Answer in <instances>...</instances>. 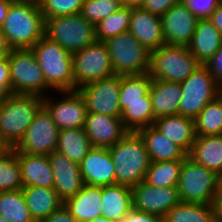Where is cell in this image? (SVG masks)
<instances>
[{
	"mask_svg": "<svg viewBox=\"0 0 222 222\" xmlns=\"http://www.w3.org/2000/svg\"><path fill=\"white\" fill-rule=\"evenodd\" d=\"M23 188L20 164L14 148L0 155V191Z\"/></svg>",
	"mask_w": 222,
	"mask_h": 222,
	"instance_id": "d590c367",
	"label": "cell"
},
{
	"mask_svg": "<svg viewBox=\"0 0 222 222\" xmlns=\"http://www.w3.org/2000/svg\"><path fill=\"white\" fill-rule=\"evenodd\" d=\"M41 222H77L70 214V211L63 204L59 209L52 212L47 218Z\"/></svg>",
	"mask_w": 222,
	"mask_h": 222,
	"instance_id": "f6af8a7d",
	"label": "cell"
},
{
	"mask_svg": "<svg viewBox=\"0 0 222 222\" xmlns=\"http://www.w3.org/2000/svg\"><path fill=\"white\" fill-rule=\"evenodd\" d=\"M144 141L151 162L184 160L188 155L153 126L137 131Z\"/></svg>",
	"mask_w": 222,
	"mask_h": 222,
	"instance_id": "d4e9b609",
	"label": "cell"
},
{
	"mask_svg": "<svg viewBox=\"0 0 222 222\" xmlns=\"http://www.w3.org/2000/svg\"><path fill=\"white\" fill-rule=\"evenodd\" d=\"M200 65L188 46L164 44L150 52L148 73L152 79L182 83Z\"/></svg>",
	"mask_w": 222,
	"mask_h": 222,
	"instance_id": "5b68a950",
	"label": "cell"
},
{
	"mask_svg": "<svg viewBox=\"0 0 222 222\" xmlns=\"http://www.w3.org/2000/svg\"><path fill=\"white\" fill-rule=\"evenodd\" d=\"M122 7L139 8L143 5L145 0H119Z\"/></svg>",
	"mask_w": 222,
	"mask_h": 222,
	"instance_id": "f5cc1de1",
	"label": "cell"
},
{
	"mask_svg": "<svg viewBox=\"0 0 222 222\" xmlns=\"http://www.w3.org/2000/svg\"><path fill=\"white\" fill-rule=\"evenodd\" d=\"M89 222H113V221L106 219L104 216H99L96 219Z\"/></svg>",
	"mask_w": 222,
	"mask_h": 222,
	"instance_id": "11a10c76",
	"label": "cell"
},
{
	"mask_svg": "<svg viewBox=\"0 0 222 222\" xmlns=\"http://www.w3.org/2000/svg\"><path fill=\"white\" fill-rule=\"evenodd\" d=\"M151 80L149 73L121 76L119 103L145 102Z\"/></svg>",
	"mask_w": 222,
	"mask_h": 222,
	"instance_id": "74e56055",
	"label": "cell"
},
{
	"mask_svg": "<svg viewBox=\"0 0 222 222\" xmlns=\"http://www.w3.org/2000/svg\"><path fill=\"white\" fill-rule=\"evenodd\" d=\"M183 160L150 162L145 182L155 187H177Z\"/></svg>",
	"mask_w": 222,
	"mask_h": 222,
	"instance_id": "836d02e7",
	"label": "cell"
},
{
	"mask_svg": "<svg viewBox=\"0 0 222 222\" xmlns=\"http://www.w3.org/2000/svg\"><path fill=\"white\" fill-rule=\"evenodd\" d=\"M110 53L115 75H141L148 73L150 51L128 31L104 41Z\"/></svg>",
	"mask_w": 222,
	"mask_h": 222,
	"instance_id": "9c48e42d",
	"label": "cell"
},
{
	"mask_svg": "<svg viewBox=\"0 0 222 222\" xmlns=\"http://www.w3.org/2000/svg\"><path fill=\"white\" fill-rule=\"evenodd\" d=\"M11 50L12 48L9 46V43L6 39V35L4 34L0 26V56L1 57L8 56Z\"/></svg>",
	"mask_w": 222,
	"mask_h": 222,
	"instance_id": "681fc988",
	"label": "cell"
},
{
	"mask_svg": "<svg viewBox=\"0 0 222 222\" xmlns=\"http://www.w3.org/2000/svg\"><path fill=\"white\" fill-rule=\"evenodd\" d=\"M8 62L13 94L45 97L54 92L47 85L31 48L12 49L8 55Z\"/></svg>",
	"mask_w": 222,
	"mask_h": 222,
	"instance_id": "8992f818",
	"label": "cell"
},
{
	"mask_svg": "<svg viewBox=\"0 0 222 222\" xmlns=\"http://www.w3.org/2000/svg\"><path fill=\"white\" fill-rule=\"evenodd\" d=\"M83 128L92 147L109 148L129 132L121 118L90 112L87 113Z\"/></svg>",
	"mask_w": 222,
	"mask_h": 222,
	"instance_id": "ac0fdd59",
	"label": "cell"
},
{
	"mask_svg": "<svg viewBox=\"0 0 222 222\" xmlns=\"http://www.w3.org/2000/svg\"><path fill=\"white\" fill-rule=\"evenodd\" d=\"M0 82H11L8 56L0 58Z\"/></svg>",
	"mask_w": 222,
	"mask_h": 222,
	"instance_id": "bcb514c9",
	"label": "cell"
},
{
	"mask_svg": "<svg viewBox=\"0 0 222 222\" xmlns=\"http://www.w3.org/2000/svg\"><path fill=\"white\" fill-rule=\"evenodd\" d=\"M48 158L54 175V190L65 201L74 196L84 185L79 164L57 151L49 154Z\"/></svg>",
	"mask_w": 222,
	"mask_h": 222,
	"instance_id": "d6986e66",
	"label": "cell"
},
{
	"mask_svg": "<svg viewBox=\"0 0 222 222\" xmlns=\"http://www.w3.org/2000/svg\"><path fill=\"white\" fill-rule=\"evenodd\" d=\"M122 8L119 0H84L80 14L95 26Z\"/></svg>",
	"mask_w": 222,
	"mask_h": 222,
	"instance_id": "f35d334b",
	"label": "cell"
},
{
	"mask_svg": "<svg viewBox=\"0 0 222 222\" xmlns=\"http://www.w3.org/2000/svg\"><path fill=\"white\" fill-rule=\"evenodd\" d=\"M74 91L97 80L114 76L107 45L95 41L91 45L72 53Z\"/></svg>",
	"mask_w": 222,
	"mask_h": 222,
	"instance_id": "8fae6325",
	"label": "cell"
},
{
	"mask_svg": "<svg viewBox=\"0 0 222 222\" xmlns=\"http://www.w3.org/2000/svg\"><path fill=\"white\" fill-rule=\"evenodd\" d=\"M79 168L84 184L101 187L116 184L115 167L108 148L92 147Z\"/></svg>",
	"mask_w": 222,
	"mask_h": 222,
	"instance_id": "e0dca14e",
	"label": "cell"
},
{
	"mask_svg": "<svg viewBox=\"0 0 222 222\" xmlns=\"http://www.w3.org/2000/svg\"><path fill=\"white\" fill-rule=\"evenodd\" d=\"M120 86L121 75H114L90 82L77 90L84 97L88 112L121 118Z\"/></svg>",
	"mask_w": 222,
	"mask_h": 222,
	"instance_id": "5bb4252c",
	"label": "cell"
},
{
	"mask_svg": "<svg viewBox=\"0 0 222 222\" xmlns=\"http://www.w3.org/2000/svg\"><path fill=\"white\" fill-rule=\"evenodd\" d=\"M102 187L84 184L64 205L77 222H89L101 216Z\"/></svg>",
	"mask_w": 222,
	"mask_h": 222,
	"instance_id": "603a6c76",
	"label": "cell"
},
{
	"mask_svg": "<svg viewBox=\"0 0 222 222\" xmlns=\"http://www.w3.org/2000/svg\"><path fill=\"white\" fill-rule=\"evenodd\" d=\"M117 222H164V217L131 209L123 220Z\"/></svg>",
	"mask_w": 222,
	"mask_h": 222,
	"instance_id": "ee69618b",
	"label": "cell"
},
{
	"mask_svg": "<svg viewBox=\"0 0 222 222\" xmlns=\"http://www.w3.org/2000/svg\"><path fill=\"white\" fill-rule=\"evenodd\" d=\"M84 0H38L44 19L78 14Z\"/></svg>",
	"mask_w": 222,
	"mask_h": 222,
	"instance_id": "ab89813d",
	"label": "cell"
},
{
	"mask_svg": "<svg viewBox=\"0 0 222 222\" xmlns=\"http://www.w3.org/2000/svg\"><path fill=\"white\" fill-rule=\"evenodd\" d=\"M13 2H17V1H30V0H12Z\"/></svg>",
	"mask_w": 222,
	"mask_h": 222,
	"instance_id": "680465c9",
	"label": "cell"
},
{
	"mask_svg": "<svg viewBox=\"0 0 222 222\" xmlns=\"http://www.w3.org/2000/svg\"><path fill=\"white\" fill-rule=\"evenodd\" d=\"M177 188L181 202L213 204L219 192V175L187 156L181 166Z\"/></svg>",
	"mask_w": 222,
	"mask_h": 222,
	"instance_id": "52a82bcc",
	"label": "cell"
},
{
	"mask_svg": "<svg viewBox=\"0 0 222 222\" xmlns=\"http://www.w3.org/2000/svg\"><path fill=\"white\" fill-rule=\"evenodd\" d=\"M203 65L208 69L213 79L221 86L222 85V45L214 53V55Z\"/></svg>",
	"mask_w": 222,
	"mask_h": 222,
	"instance_id": "7bdbcfd3",
	"label": "cell"
},
{
	"mask_svg": "<svg viewBox=\"0 0 222 222\" xmlns=\"http://www.w3.org/2000/svg\"><path fill=\"white\" fill-rule=\"evenodd\" d=\"M42 106L43 97L24 94H12L0 104V136L10 148L23 139Z\"/></svg>",
	"mask_w": 222,
	"mask_h": 222,
	"instance_id": "3957f363",
	"label": "cell"
},
{
	"mask_svg": "<svg viewBox=\"0 0 222 222\" xmlns=\"http://www.w3.org/2000/svg\"><path fill=\"white\" fill-rule=\"evenodd\" d=\"M132 190L133 209L164 217L180 202L177 187H155L142 181Z\"/></svg>",
	"mask_w": 222,
	"mask_h": 222,
	"instance_id": "9a60e30c",
	"label": "cell"
},
{
	"mask_svg": "<svg viewBox=\"0 0 222 222\" xmlns=\"http://www.w3.org/2000/svg\"><path fill=\"white\" fill-rule=\"evenodd\" d=\"M12 0H0V26L4 23Z\"/></svg>",
	"mask_w": 222,
	"mask_h": 222,
	"instance_id": "816d5d0a",
	"label": "cell"
},
{
	"mask_svg": "<svg viewBox=\"0 0 222 222\" xmlns=\"http://www.w3.org/2000/svg\"><path fill=\"white\" fill-rule=\"evenodd\" d=\"M54 92L74 91L72 54L45 35L31 48Z\"/></svg>",
	"mask_w": 222,
	"mask_h": 222,
	"instance_id": "277c9868",
	"label": "cell"
},
{
	"mask_svg": "<svg viewBox=\"0 0 222 222\" xmlns=\"http://www.w3.org/2000/svg\"><path fill=\"white\" fill-rule=\"evenodd\" d=\"M12 94L11 82H0V104Z\"/></svg>",
	"mask_w": 222,
	"mask_h": 222,
	"instance_id": "f907efd6",
	"label": "cell"
},
{
	"mask_svg": "<svg viewBox=\"0 0 222 222\" xmlns=\"http://www.w3.org/2000/svg\"><path fill=\"white\" fill-rule=\"evenodd\" d=\"M23 187L54 188V175L48 155L17 152Z\"/></svg>",
	"mask_w": 222,
	"mask_h": 222,
	"instance_id": "44dd1931",
	"label": "cell"
},
{
	"mask_svg": "<svg viewBox=\"0 0 222 222\" xmlns=\"http://www.w3.org/2000/svg\"><path fill=\"white\" fill-rule=\"evenodd\" d=\"M164 222H216L213 204L179 202L164 216Z\"/></svg>",
	"mask_w": 222,
	"mask_h": 222,
	"instance_id": "1f68e13d",
	"label": "cell"
},
{
	"mask_svg": "<svg viewBox=\"0 0 222 222\" xmlns=\"http://www.w3.org/2000/svg\"><path fill=\"white\" fill-rule=\"evenodd\" d=\"M59 131L50 113L42 106L14 149L21 153L49 155L57 149Z\"/></svg>",
	"mask_w": 222,
	"mask_h": 222,
	"instance_id": "4fadbf2b",
	"label": "cell"
},
{
	"mask_svg": "<svg viewBox=\"0 0 222 222\" xmlns=\"http://www.w3.org/2000/svg\"><path fill=\"white\" fill-rule=\"evenodd\" d=\"M180 87L182 93L178 115L193 120L209 102L221 95V86L202 64L180 83Z\"/></svg>",
	"mask_w": 222,
	"mask_h": 222,
	"instance_id": "30bf717a",
	"label": "cell"
},
{
	"mask_svg": "<svg viewBox=\"0 0 222 222\" xmlns=\"http://www.w3.org/2000/svg\"><path fill=\"white\" fill-rule=\"evenodd\" d=\"M180 83L152 79L149 86L154 120L169 115H177L181 98Z\"/></svg>",
	"mask_w": 222,
	"mask_h": 222,
	"instance_id": "cb8c5ba5",
	"label": "cell"
},
{
	"mask_svg": "<svg viewBox=\"0 0 222 222\" xmlns=\"http://www.w3.org/2000/svg\"><path fill=\"white\" fill-rule=\"evenodd\" d=\"M1 28L12 49L32 48L45 35L38 0L12 2Z\"/></svg>",
	"mask_w": 222,
	"mask_h": 222,
	"instance_id": "6da1fadb",
	"label": "cell"
},
{
	"mask_svg": "<svg viewBox=\"0 0 222 222\" xmlns=\"http://www.w3.org/2000/svg\"><path fill=\"white\" fill-rule=\"evenodd\" d=\"M0 216L10 222H35L26 206L22 189L0 191Z\"/></svg>",
	"mask_w": 222,
	"mask_h": 222,
	"instance_id": "e575fe53",
	"label": "cell"
},
{
	"mask_svg": "<svg viewBox=\"0 0 222 222\" xmlns=\"http://www.w3.org/2000/svg\"><path fill=\"white\" fill-rule=\"evenodd\" d=\"M128 32L150 52L165 44L161 17L141 7L132 8Z\"/></svg>",
	"mask_w": 222,
	"mask_h": 222,
	"instance_id": "ffe728a7",
	"label": "cell"
},
{
	"mask_svg": "<svg viewBox=\"0 0 222 222\" xmlns=\"http://www.w3.org/2000/svg\"><path fill=\"white\" fill-rule=\"evenodd\" d=\"M22 192L35 222H41L64 204L54 188L27 186L22 188Z\"/></svg>",
	"mask_w": 222,
	"mask_h": 222,
	"instance_id": "4316f807",
	"label": "cell"
},
{
	"mask_svg": "<svg viewBox=\"0 0 222 222\" xmlns=\"http://www.w3.org/2000/svg\"><path fill=\"white\" fill-rule=\"evenodd\" d=\"M132 7H122L103 18L96 26V40L106 41L129 30Z\"/></svg>",
	"mask_w": 222,
	"mask_h": 222,
	"instance_id": "8d00e7d4",
	"label": "cell"
},
{
	"mask_svg": "<svg viewBox=\"0 0 222 222\" xmlns=\"http://www.w3.org/2000/svg\"><path fill=\"white\" fill-rule=\"evenodd\" d=\"M45 36L72 54L95 42L96 30L78 13L46 19Z\"/></svg>",
	"mask_w": 222,
	"mask_h": 222,
	"instance_id": "ba28073f",
	"label": "cell"
},
{
	"mask_svg": "<svg viewBox=\"0 0 222 222\" xmlns=\"http://www.w3.org/2000/svg\"><path fill=\"white\" fill-rule=\"evenodd\" d=\"M222 45V34L209 19H198L194 35L188 45L192 55L203 65Z\"/></svg>",
	"mask_w": 222,
	"mask_h": 222,
	"instance_id": "484cf974",
	"label": "cell"
},
{
	"mask_svg": "<svg viewBox=\"0 0 222 222\" xmlns=\"http://www.w3.org/2000/svg\"><path fill=\"white\" fill-rule=\"evenodd\" d=\"M196 163L222 173V135L196 136L188 155Z\"/></svg>",
	"mask_w": 222,
	"mask_h": 222,
	"instance_id": "f1b7e54d",
	"label": "cell"
},
{
	"mask_svg": "<svg viewBox=\"0 0 222 222\" xmlns=\"http://www.w3.org/2000/svg\"><path fill=\"white\" fill-rule=\"evenodd\" d=\"M133 208L132 190L120 184L102 187L101 216L117 222L123 220Z\"/></svg>",
	"mask_w": 222,
	"mask_h": 222,
	"instance_id": "83f0119b",
	"label": "cell"
},
{
	"mask_svg": "<svg viewBox=\"0 0 222 222\" xmlns=\"http://www.w3.org/2000/svg\"><path fill=\"white\" fill-rule=\"evenodd\" d=\"M194 125L196 136L222 135V94L200 111Z\"/></svg>",
	"mask_w": 222,
	"mask_h": 222,
	"instance_id": "d6a6232c",
	"label": "cell"
},
{
	"mask_svg": "<svg viewBox=\"0 0 222 222\" xmlns=\"http://www.w3.org/2000/svg\"><path fill=\"white\" fill-rule=\"evenodd\" d=\"M119 104L122 112L121 120L129 132H137L153 125L154 113L149 91L145 94V102Z\"/></svg>",
	"mask_w": 222,
	"mask_h": 222,
	"instance_id": "4dcf8cb0",
	"label": "cell"
},
{
	"mask_svg": "<svg viewBox=\"0 0 222 222\" xmlns=\"http://www.w3.org/2000/svg\"><path fill=\"white\" fill-rule=\"evenodd\" d=\"M0 222H10V221H8L5 218H3L2 216H0Z\"/></svg>",
	"mask_w": 222,
	"mask_h": 222,
	"instance_id": "6f0895ef",
	"label": "cell"
},
{
	"mask_svg": "<svg viewBox=\"0 0 222 222\" xmlns=\"http://www.w3.org/2000/svg\"><path fill=\"white\" fill-rule=\"evenodd\" d=\"M108 149L115 167L116 184L133 188L145 181L151 161L144 141L137 132H128Z\"/></svg>",
	"mask_w": 222,
	"mask_h": 222,
	"instance_id": "7a4b0ae2",
	"label": "cell"
},
{
	"mask_svg": "<svg viewBox=\"0 0 222 222\" xmlns=\"http://www.w3.org/2000/svg\"><path fill=\"white\" fill-rule=\"evenodd\" d=\"M152 126L189 155L196 137L193 119L178 114L162 116Z\"/></svg>",
	"mask_w": 222,
	"mask_h": 222,
	"instance_id": "7402d4cb",
	"label": "cell"
},
{
	"mask_svg": "<svg viewBox=\"0 0 222 222\" xmlns=\"http://www.w3.org/2000/svg\"><path fill=\"white\" fill-rule=\"evenodd\" d=\"M164 41L167 45L188 46L198 18L181 2L161 16Z\"/></svg>",
	"mask_w": 222,
	"mask_h": 222,
	"instance_id": "2e32d148",
	"label": "cell"
},
{
	"mask_svg": "<svg viewBox=\"0 0 222 222\" xmlns=\"http://www.w3.org/2000/svg\"><path fill=\"white\" fill-rule=\"evenodd\" d=\"M215 221L222 222V191H219L213 200Z\"/></svg>",
	"mask_w": 222,
	"mask_h": 222,
	"instance_id": "c3c4849f",
	"label": "cell"
},
{
	"mask_svg": "<svg viewBox=\"0 0 222 222\" xmlns=\"http://www.w3.org/2000/svg\"><path fill=\"white\" fill-rule=\"evenodd\" d=\"M209 20L212 22L213 26L222 34V2L212 13Z\"/></svg>",
	"mask_w": 222,
	"mask_h": 222,
	"instance_id": "7dc6e473",
	"label": "cell"
},
{
	"mask_svg": "<svg viewBox=\"0 0 222 222\" xmlns=\"http://www.w3.org/2000/svg\"><path fill=\"white\" fill-rule=\"evenodd\" d=\"M92 148L84 128L63 129L59 131L56 151L79 164Z\"/></svg>",
	"mask_w": 222,
	"mask_h": 222,
	"instance_id": "f546056e",
	"label": "cell"
},
{
	"mask_svg": "<svg viewBox=\"0 0 222 222\" xmlns=\"http://www.w3.org/2000/svg\"><path fill=\"white\" fill-rule=\"evenodd\" d=\"M198 19H209L221 0H180Z\"/></svg>",
	"mask_w": 222,
	"mask_h": 222,
	"instance_id": "60d3db41",
	"label": "cell"
},
{
	"mask_svg": "<svg viewBox=\"0 0 222 222\" xmlns=\"http://www.w3.org/2000/svg\"><path fill=\"white\" fill-rule=\"evenodd\" d=\"M180 0H145L141 8L154 15L162 16Z\"/></svg>",
	"mask_w": 222,
	"mask_h": 222,
	"instance_id": "b9f144b4",
	"label": "cell"
},
{
	"mask_svg": "<svg viewBox=\"0 0 222 222\" xmlns=\"http://www.w3.org/2000/svg\"><path fill=\"white\" fill-rule=\"evenodd\" d=\"M9 149H10V147L8 146V144L0 136V155L5 153Z\"/></svg>",
	"mask_w": 222,
	"mask_h": 222,
	"instance_id": "db71d44e",
	"label": "cell"
},
{
	"mask_svg": "<svg viewBox=\"0 0 222 222\" xmlns=\"http://www.w3.org/2000/svg\"><path fill=\"white\" fill-rule=\"evenodd\" d=\"M219 191H222V173L219 175Z\"/></svg>",
	"mask_w": 222,
	"mask_h": 222,
	"instance_id": "9f6ffc18",
	"label": "cell"
},
{
	"mask_svg": "<svg viewBox=\"0 0 222 222\" xmlns=\"http://www.w3.org/2000/svg\"><path fill=\"white\" fill-rule=\"evenodd\" d=\"M43 106L60 130L83 128L88 111L78 90L52 92L43 97Z\"/></svg>",
	"mask_w": 222,
	"mask_h": 222,
	"instance_id": "7c38bea8",
	"label": "cell"
}]
</instances>
